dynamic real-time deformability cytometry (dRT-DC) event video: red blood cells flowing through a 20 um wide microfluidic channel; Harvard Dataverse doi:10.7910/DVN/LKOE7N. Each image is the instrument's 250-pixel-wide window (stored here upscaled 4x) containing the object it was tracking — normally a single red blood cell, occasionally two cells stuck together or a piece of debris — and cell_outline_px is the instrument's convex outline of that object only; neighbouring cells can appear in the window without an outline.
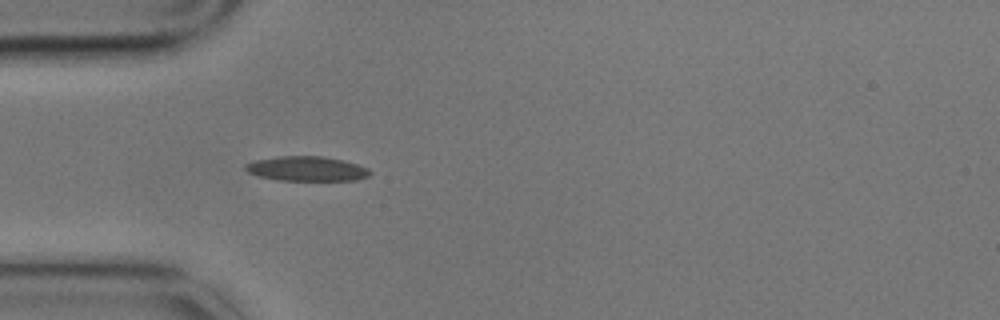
{"species": "common noctule bat (a hibernating species)", "species_latin": "Nyctalus noctula", "temperature_condition": "cold", "stored_images_in_passage": 2, "camera_frame_rate_fps": 3000, "um_per_image_px": 0.085, "animal": {"sex": "male", "body_mass_g": 17.9}, "frame": {"image": 1, "passage_image": 2, "time_ms": 0.333, "image_size_px": [1000, 320], "cell_outline_px": [[372, 172], [368, 176], [356, 180], [280, 180], [260, 176], [248, 172], [244, 168], [244, 164], [256, 160], [280, 156], [324, 156], [344, 160], [368, 168]], "centroid_in_image_um": [26.09, 14.33], "position_along_channel_um": 58.9, "area_um2": 17.8}}